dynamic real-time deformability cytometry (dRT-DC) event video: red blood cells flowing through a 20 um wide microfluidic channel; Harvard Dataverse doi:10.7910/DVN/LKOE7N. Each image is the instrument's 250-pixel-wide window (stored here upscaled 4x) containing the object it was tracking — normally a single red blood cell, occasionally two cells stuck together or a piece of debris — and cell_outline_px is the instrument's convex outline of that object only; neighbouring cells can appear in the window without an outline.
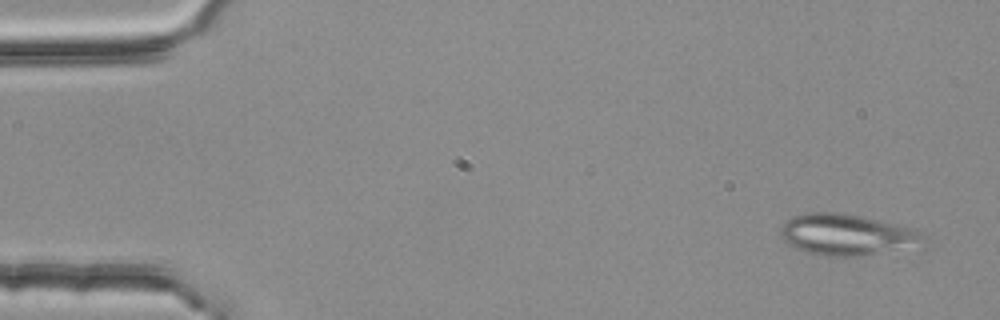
{"species": "common noctule bat (a hibernating species)", "species_latin": "Nyctalus noctula", "temperature_condition": "room temperature", "stored_images_in_passage": 54, "segment_of_instrument_passage": [1, 2], "camera_frame_rate_fps": 3000, "um_per_image_px": 0.085, "animal": {"sex": "female", "body_mass_g": 25.1}, "frame": {"image": 1, "passage_image": 3, "time_ms": 0.667, "image_size_px": [1000, 320], "cell_outline_px": [[928, 248], [924, 252], [864, 256], [828, 256], [808, 252], [796, 248], [788, 244], [784, 240], [780, 232], [780, 228], [784, 220], [792, 216], [808, 212], [844, 212], [864, 216], [908, 228], [920, 232], [928, 236]], "centroid_in_image_um": [72.24, 20.01], "position_along_channel_um": 12.8, "area_um2": 36.41}}